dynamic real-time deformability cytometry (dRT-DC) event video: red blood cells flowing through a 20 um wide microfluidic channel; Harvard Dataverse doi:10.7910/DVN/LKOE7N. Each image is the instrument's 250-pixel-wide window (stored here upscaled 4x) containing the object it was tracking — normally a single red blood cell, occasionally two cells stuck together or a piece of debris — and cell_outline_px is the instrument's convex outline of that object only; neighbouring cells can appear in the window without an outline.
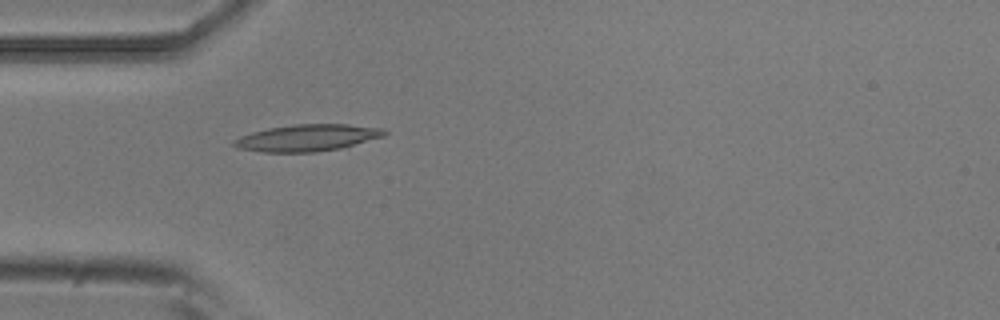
{"species": "common noctule bat (a hibernating species)", "species_latin": "Nyctalus noctula", "temperature_condition": "room temperature", "stored_images_in_passage": 5, "camera_frame_rate_fps": 3000, "um_per_image_px": 0.085, "animal": {"sex": "male", "body_mass_g": 20.5, "forearm_length_mm": 52.5}, "frame": {"image": 1, "passage_image": 5, "time_ms": 1.333, "image_size_px": [1000, 320], "cell_outline_px": [[388, 132], [384, 136], [340, 148], [316, 152], [264, 152], [240, 148], [232, 144], [232, 140], [240, 136], [252, 132], [268, 128], [292, 124], [348, 124], [384, 128]], "centroid_in_image_um": [26.13, 11.7], "position_along_channel_um": 58.9, "area_um2": 23.41}}